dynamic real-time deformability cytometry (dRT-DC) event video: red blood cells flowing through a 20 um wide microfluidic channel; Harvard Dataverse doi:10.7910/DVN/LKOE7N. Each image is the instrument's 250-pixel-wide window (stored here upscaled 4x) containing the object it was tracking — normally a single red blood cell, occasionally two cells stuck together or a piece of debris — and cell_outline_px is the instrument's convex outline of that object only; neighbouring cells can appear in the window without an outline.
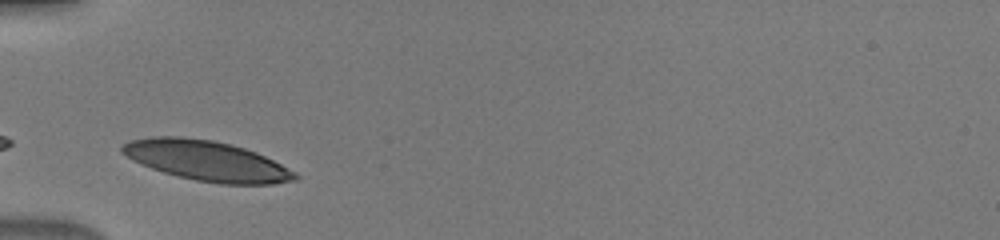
{"species": "human", "species_latin": "Homo sapiens", "temperature_condition": "warm", "stored_images_in_passage": 28, "camera_frame_rate_fps": 3000, "um_per_image_px": 0.085, "donor": {"sex": "male"}, "frame": {"image": 1, "passage_image": 1, "time_ms": 0.0, "image_size_px": [1000, 240], "cell_outline_px": [[300, 176], [296, 180], [272, 184], [220, 184], [196, 180], [164, 172], [152, 168], [120, 152], [120, 148], [124, 144], [132, 140], [152, 136], [180, 136], [212, 140], [232, 144], [256, 152], [296, 172]], "centroid_in_image_um": [17.61, 13.66], "position_along_channel_um": 67.4, "area_um2": 40.0}}